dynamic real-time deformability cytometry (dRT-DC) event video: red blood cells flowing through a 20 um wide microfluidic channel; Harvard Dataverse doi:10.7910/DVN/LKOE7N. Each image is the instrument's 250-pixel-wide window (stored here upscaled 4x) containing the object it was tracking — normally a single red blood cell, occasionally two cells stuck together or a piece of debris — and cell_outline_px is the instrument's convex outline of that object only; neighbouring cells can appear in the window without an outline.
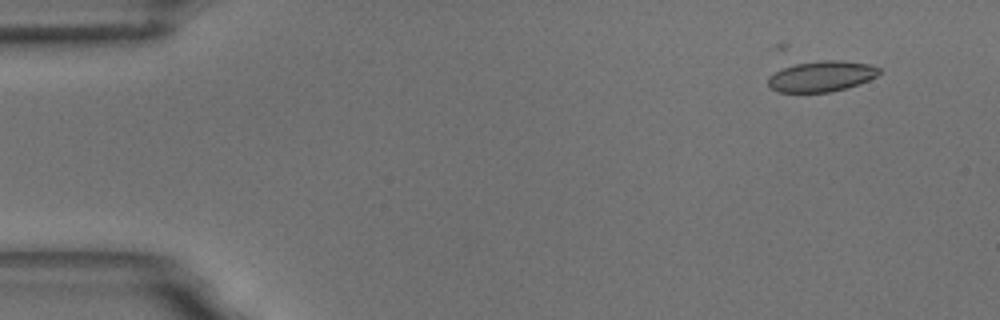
{"species": "common noctule bat (a hibernating species)", "species_latin": "Nyctalus noctula", "temperature_condition": "room temperature", "stored_images_in_passage": 22, "camera_frame_rate_fps": 3000, "um_per_image_px": 0.085, "animal": {"sex": "male", "body_mass_g": 18.8}, "frame": {"image": 1, "passage_image": 4, "time_ms": 1.0, "image_size_px": [1000, 320], "cell_outline_px": [[880, 72], [876, 76], [868, 80], [844, 88], [828, 92], [776, 92], [768, 84], [768, 76], [784, 68], [796, 64], [820, 60], [840, 60], [868, 64], [880, 68]], "centroid_in_image_um": [69.81, 6.48], "position_along_channel_um": 15.2, "area_um2": 19.54}}
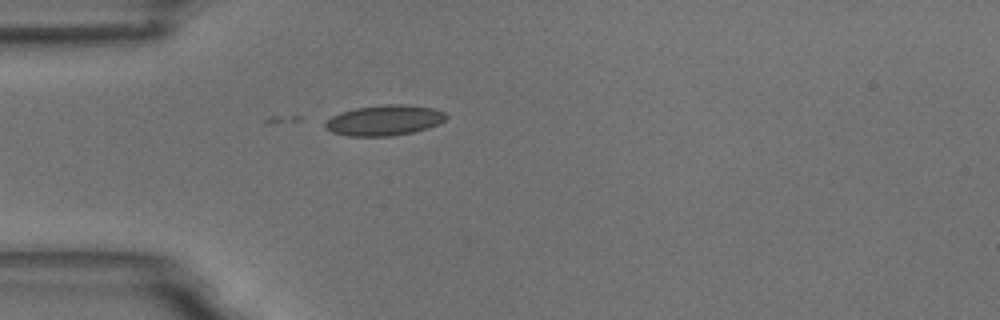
{"frame": {"image": 2, "passage_image": 15, "time_ms": 4.667, "image_size_px": [1000, 320], "cell_outline_px": [[448, 116], [444, 120], [428, 128], [412, 132], [392, 136], [348, 136], [332, 132], [324, 128], [324, 120], [340, 112], [356, 108], [384, 104], [412, 104], [432, 108], [444, 112]], "centroid_in_image_um": [32.63, 10.22], "position_along_channel_um": 52.4, "area_um2": 21.62}}